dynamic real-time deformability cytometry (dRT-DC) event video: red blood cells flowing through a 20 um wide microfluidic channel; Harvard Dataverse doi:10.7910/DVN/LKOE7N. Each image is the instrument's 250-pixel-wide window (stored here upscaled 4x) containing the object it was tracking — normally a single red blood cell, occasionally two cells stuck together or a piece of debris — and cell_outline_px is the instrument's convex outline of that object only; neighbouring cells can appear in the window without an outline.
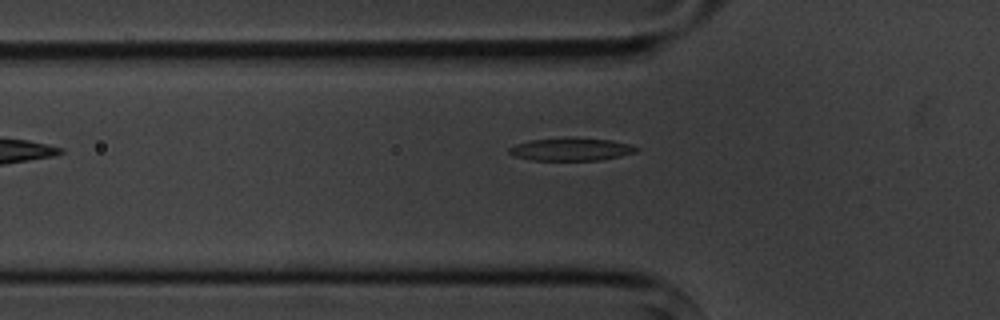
{"species": "common noctule bat (a hibernating species)", "species_latin": "Nyctalus noctula", "temperature_condition": "cold", "stored_images_in_passage": 5, "camera_frame_rate_fps": 3000, "um_per_image_px": 0.085, "animal": {"sex": "male", "body_mass_g": 20.1, "forearm_length_mm": 53.5}, "frame": {"image": 1, "passage_image": 5, "time_ms": 5.667, "image_size_px": [1000, 320], "cell_outline_px": [[640, 148], [636, 152], [604, 160], [532, 160], [516, 156], [508, 152], [508, 148], [516, 144], [532, 140], [568, 136], [612, 140], [628, 144]], "centroid_in_image_um": [48.57, 12.67], "position_along_channel_um": 77.2, "area_um2": 17.11}}